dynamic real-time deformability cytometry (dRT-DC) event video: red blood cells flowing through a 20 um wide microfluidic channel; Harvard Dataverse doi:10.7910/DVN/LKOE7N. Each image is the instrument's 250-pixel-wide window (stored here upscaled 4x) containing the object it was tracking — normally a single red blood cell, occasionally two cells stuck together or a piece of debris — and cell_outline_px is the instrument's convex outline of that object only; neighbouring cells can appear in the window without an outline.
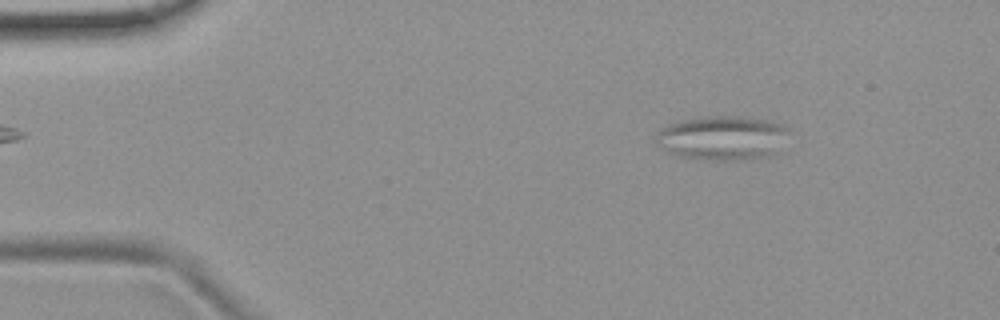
{"species": "common noctule bat (a hibernating species)", "species_latin": "Nyctalus noctula", "temperature_condition": "room temperature", "stored_images_in_passage": 4, "camera_frame_rate_fps": 3000, "um_per_image_px": 0.085, "animal": {"sex": "female", "body_mass_g": 19.9}, "frame": {"image": 1, "passage_image": 2, "time_ms": 0.333, "image_size_px": [1000, 320], "cell_outline_px": [[788, 132], [780, 152], [776, 156], [752, 160], [712, 160], [680, 156], [668, 152], [656, 144], [656, 136], [668, 124], [680, 120], [708, 116], [736, 116], [768, 120], [784, 124], [788, 128]], "centroid_in_image_um": [61.5, 11.74], "position_along_channel_um": 23.5, "area_um2": 34.8}}